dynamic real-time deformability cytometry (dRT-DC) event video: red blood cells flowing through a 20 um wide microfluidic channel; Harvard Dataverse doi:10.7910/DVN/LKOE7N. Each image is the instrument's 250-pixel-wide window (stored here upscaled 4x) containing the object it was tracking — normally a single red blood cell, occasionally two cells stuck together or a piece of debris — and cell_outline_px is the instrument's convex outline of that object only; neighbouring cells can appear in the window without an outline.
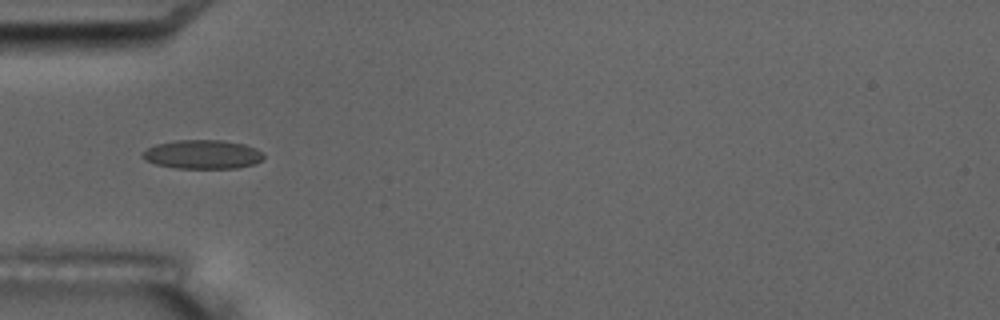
{"species": "common noctule bat (a hibernating species)", "species_latin": "Nyctalus noctula", "temperature_condition": "room temperature", "stored_images_in_passage": 12, "camera_frame_rate_fps": 3000, "um_per_image_px": 0.085, "animal": {"sex": "male", "body_mass_g": 17.5, "forearm_length_mm": 52.3}, "frame": {"image": 1, "passage_image": 7, "time_ms": 7.0, "image_size_px": [1000, 320], "cell_outline_px": [[264, 156], [260, 160], [252, 164], [236, 168], [176, 168], [156, 164], [144, 160], [140, 156], [140, 152], [156, 144], [176, 140], [220, 140], [244, 144], [256, 148]], "centroid_in_image_um": [17.15, 13.12], "position_along_channel_um": 67.9, "area_um2": 20.35}}
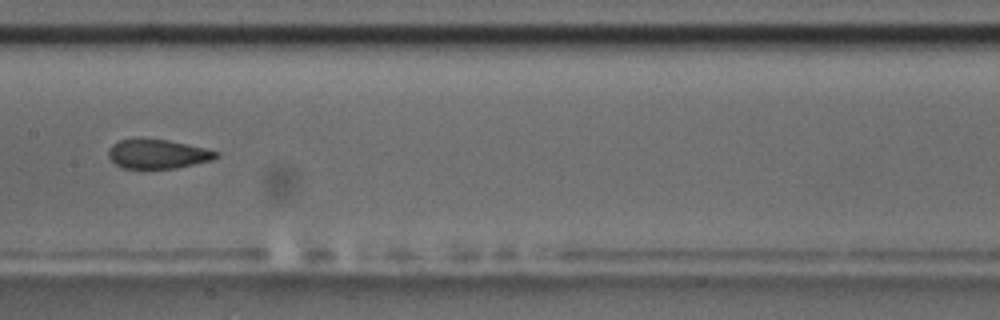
{"frame": {"image": 2, "passage_image": 10, "time_ms": 10.667, "image_size_px": [1000, 320], "cell_outline_px": [[220, 156], [212, 160], [176, 168], [124, 168], [116, 164], [108, 156], [108, 148], [112, 144], [120, 140], [136, 136], [140, 136], [168, 140], [204, 148], [220, 152]], "centroid_in_image_um": [13.37, 13.05], "position_along_channel_um": 194.0, "area_um2": 18.73}}